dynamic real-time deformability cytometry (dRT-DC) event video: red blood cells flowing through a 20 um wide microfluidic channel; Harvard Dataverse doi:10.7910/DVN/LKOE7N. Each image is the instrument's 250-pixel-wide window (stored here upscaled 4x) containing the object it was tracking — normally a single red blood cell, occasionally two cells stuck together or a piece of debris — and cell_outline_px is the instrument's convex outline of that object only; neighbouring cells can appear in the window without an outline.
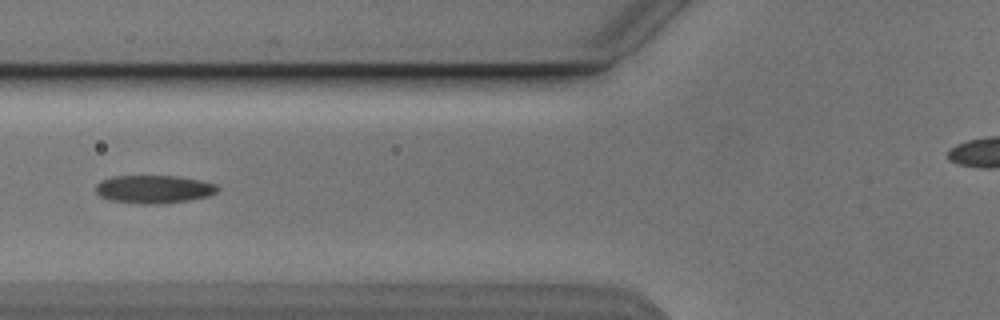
{"species": "Egyptian fruit bat (a non-hibernating species)", "species_latin": "Rousettus aegyptiacus", "temperature_condition": "cold", "stored_images_in_passage": 7, "camera_frame_rate_fps": 3000, "um_per_image_px": 0.085, "animal": {"sex": "male"}, "frame": {"image": 1, "passage_image": 6, "time_ms": 6.667, "image_size_px": [1000, 320], "cell_outline_px": [[220, 188], [216, 192], [208, 196], [188, 200], [160, 204], [144, 204], [108, 200], [100, 196], [96, 192], [96, 184], [100, 180], [112, 176], [176, 176], [200, 180], [216, 184]], "centroid_in_image_um": [13.05, 16.08], "position_along_channel_um": 112.7, "area_um2": 20.0}}